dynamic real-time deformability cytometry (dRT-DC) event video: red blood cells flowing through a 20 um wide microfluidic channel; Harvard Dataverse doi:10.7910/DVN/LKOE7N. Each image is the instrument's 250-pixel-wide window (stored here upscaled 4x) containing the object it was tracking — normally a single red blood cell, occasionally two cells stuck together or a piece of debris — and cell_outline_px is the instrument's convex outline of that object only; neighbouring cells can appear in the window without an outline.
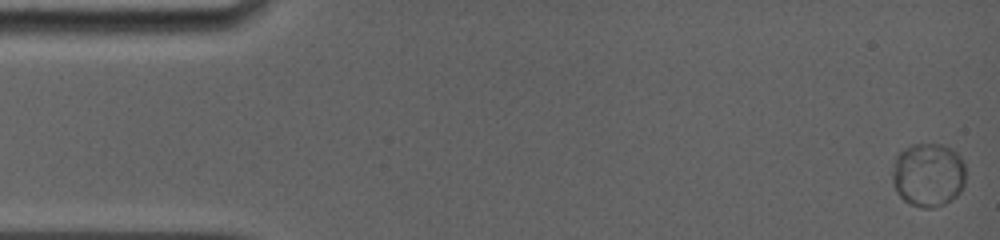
{"species": "common noctule bat (a hibernating species)", "species_latin": "Nyctalus noctula", "temperature_condition": "room temperature", "stored_images_in_passage": 38, "camera_frame_rate_fps": 5000, "um_per_image_px": 0.085, "animal": {"sex": "female", "body_mass_g": 19.0, "forearm_length_mm": 56.7}, "frame": {"image": 1, "passage_image": 1, "time_ms": 0.0, "image_size_px": [1000, 240], "cell_outline_px": [[964, 184], [960, 192], [956, 196], [944, 204], [932, 208], [920, 208], [904, 200], [896, 192], [892, 184], [892, 172], [896, 156], [904, 148], [912, 144], [940, 144], [956, 152], [964, 160]], "centroid_in_image_um": [78.88, 14.86], "position_along_channel_um": 6.1, "area_um2": 27.4}}
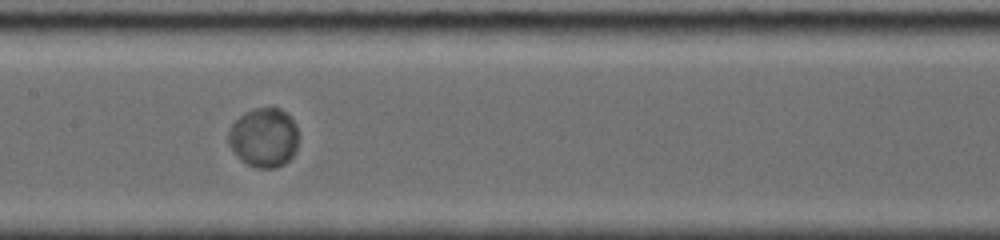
{"frame": {"image": 2, "passage_image": 17, "time_ms": 8.2, "image_size_px": [1000, 240], "cell_outline_px": [[296, 148], [292, 156], [284, 164], [276, 168], [256, 168], [248, 164], [228, 144], [228, 132], [232, 124], [244, 112], [256, 108], [280, 108], [288, 112], [296, 124]], "centroid_in_image_um": [22.44, 11.67], "position_along_channel_um": 185.0, "area_um2": 23.99}}
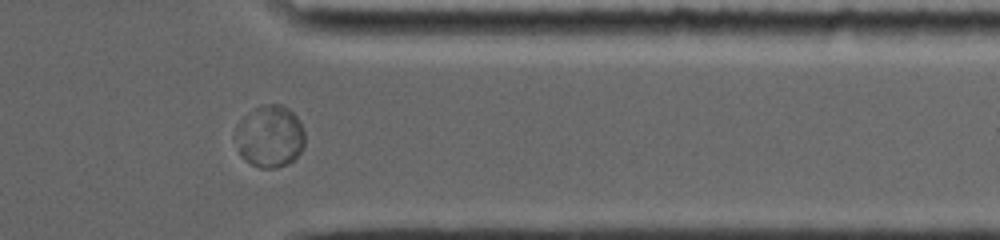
{"frame": {"image": 3, "passage_image": 31, "time_ms": 13.6, "image_size_px": [1000, 240], "cell_outline_px": [[304, 144], [300, 152], [292, 160], [276, 168], [260, 168], [252, 164], [240, 156], [232, 136], [236, 124], [244, 116], [260, 104], [280, 104], [288, 108], [300, 120], [304, 132]], "centroid_in_image_um": [22.87, 11.57], "position_along_channel_um": 388.5, "area_um2": 25.49}}